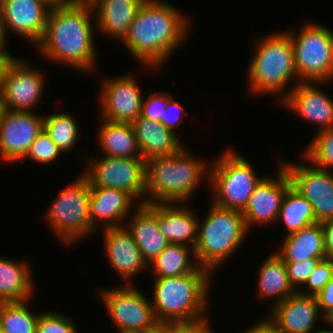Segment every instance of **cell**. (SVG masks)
Returning a JSON list of instances; mask_svg holds the SVG:
<instances>
[{
	"mask_svg": "<svg viewBox=\"0 0 333 333\" xmlns=\"http://www.w3.org/2000/svg\"><path fill=\"white\" fill-rule=\"evenodd\" d=\"M120 333H139V332H126V331H120Z\"/></svg>",
	"mask_w": 333,
	"mask_h": 333,
	"instance_id": "51",
	"label": "cell"
},
{
	"mask_svg": "<svg viewBox=\"0 0 333 333\" xmlns=\"http://www.w3.org/2000/svg\"><path fill=\"white\" fill-rule=\"evenodd\" d=\"M222 157L210 165L209 184L212 187L214 204L231 210L243 211L248 198L263 178L257 177L246 158L224 151Z\"/></svg>",
	"mask_w": 333,
	"mask_h": 333,
	"instance_id": "7",
	"label": "cell"
},
{
	"mask_svg": "<svg viewBox=\"0 0 333 333\" xmlns=\"http://www.w3.org/2000/svg\"><path fill=\"white\" fill-rule=\"evenodd\" d=\"M320 313L315 296L303 295L297 291L271 307L268 320L279 333H313L320 316L322 321L328 322Z\"/></svg>",
	"mask_w": 333,
	"mask_h": 333,
	"instance_id": "18",
	"label": "cell"
},
{
	"mask_svg": "<svg viewBox=\"0 0 333 333\" xmlns=\"http://www.w3.org/2000/svg\"><path fill=\"white\" fill-rule=\"evenodd\" d=\"M292 39L296 73L300 82H331L333 79V31L306 23Z\"/></svg>",
	"mask_w": 333,
	"mask_h": 333,
	"instance_id": "9",
	"label": "cell"
},
{
	"mask_svg": "<svg viewBox=\"0 0 333 333\" xmlns=\"http://www.w3.org/2000/svg\"><path fill=\"white\" fill-rule=\"evenodd\" d=\"M53 0H0V15L7 30L37 46L44 35Z\"/></svg>",
	"mask_w": 333,
	"mask_h": 333,
	"instance_id": "15",
	"label": "cell"
},
{
	"mask_svg": "<svg viewBox=\"0 0 333 333\" xmlns=\"http://www.w3.org/2000/svg\"><path fill=\"white\" fill-rule=\"evenodd\" d=\"M6 34L4 32V28H3V23H2V18L0 15V53H7L5 50V44H6Z\"/></svg>",
	"mask_w": 333,
	"mask_h": 333,
	"instance_id": "46",
	"label": "cell"
},
{
	"mask_svg": "<svg viewBox=\"0 0 333 333\" xmlns=\"http://www.w3.org/2000/svg\"><path fill=\"white\" fill-rule=\"evenodd\" d=\"M277 166L279 167L277 178L263 177L242 211L249 231L255 225L274 223L273 221L278 218L286 191L292 182L284 166L280 163Z\"/></svg>",
	"mask_w": 333,
	"mask_h": 333,
	"instance_id": "16",
	"label": "cell"
},
{
	"mask_svg": "<svg viewBox=\"0 0 333 333\" xmlns=\"http://www.w3.org/2000/svg\"><path fill=\"white\" fill-rule=\"evenodd\" d=\"M135 201L136 199L125 190L90 187L89 212L94 231L99 227V222L101 224L104 221V228L122 227L124 224L121 223L131 213Z\"/></svg>",
	"mask_w": 333,
	"mask_h": 333,
	"instance_id": "21",
	"label": "cell"
},
{
	"mask_svg": "<svg viewBox=\"0 0 333 333\" xmlns=\"http://www.w3.org/2000/svg\"><path fill=\"white\" fill-rule=\"evenodd\" d=\"M104 248L112 268L121 278L132 280L141 270H145L147 263L126 226L104 228Z\"/></svg>",
	"mask_w": 333,
	"mask_h": 333,
	"instance_id": "20",
	"label": "cell"
},
{
	"mask_svg": "<svg viewBox=\"0 0 333 333\" xmlns=\"http://www.w3.org/2000/svg\"><path fill=\"white\" fill-rule=\"evenodd\" d=\"M252 58L247 74L249 75V89L255 93V96L256 93L275 95L282 92L284 96L281 95L280 99L283 100L287 96L284 88L291 82V79L295 81V84L300 82L296 73L289 31L277 32L259 39Z\"/></svg>",
	"mask_w": 333,
	"mask_h": 333,
	"instance_id": "5",
	"label": "cell"
},
{
	"mask_svg": "<svg viewBox=\"0 0 333 333\" xmlns=\"http://www.w3.org/2000/svg\"><path fill=\"white\" fill-rule=\"evenodd\" d=\"M319 84L325 82H299L293 85L281 101L283 106L292 109L308 122L318 124V132L333 128V100L318 88Z\"/></svg>",
	"mask_w": 333,
	"mask_h": 333,
	"instance_id": "19",
	"label": "cell"
},
{
	"mask_svg": "<svg viewBox=\"0 0 333 333\" xmlns=\"http://www.w3.org/2000/svg\"><path fill=\"white\" fill-rule=\"evenodd\" d=\"M44 130V116L33 112L3 108L0 115V156L6 162L25 159L27 152Z\"/></svg>",
	"mask_w": 333,
	"mask_h": 333,
	"instance_id": "12",
	"label": "cell"
},
{
	"mask_svg": "<svg viewBox=\"0 0 333 333\" xmlns=\"http://www.w3.org/2000/svg\"><path fill=\"white\" fill-rule=\"evenodd\" d=\"M93 8L96 28L122 40L145 0H88Z\"/></svg>",
	"mask_w": 333,
	"mask_h": 333,
	"instance_id": "24",
	"label": "cell"
},
{
	"mask_svg": "<svg viewBox=\"0 0 333 333\" xmlns=\"http://www.w3.org/2000/svg\"><path fill=\"white\" fill-rule=\"evenodd\" d=\"M128 221V231L132 234L142 258L150 265L152 261L170 244L157 225V203L140 202Z\"/></svg>",
	"mask_w": 333,
	"mask_h": 333,
	"instance_id": "22",
	"label": "cell"
},
{
	"mask_svg": "<svg viewBox=\"0 0 333 333\" xmlns=\"http://www.w3.org/2000/svg\"><path fill=\"white\" fill-rule=\"evenodd\" d=\"M172 98L173 97L170 95V92L165 93L162 91H156L153 94H149L148 98H143L140 116L154 122H160L163 112H165L166 107Z\"/></svg>",
	"mask_w": 333,
	"mask_h": 333,
	"instance_id": "39",
	"label": "cell"
},
{
	"mask_svg": "<svg viewBox=\"0 0 333 333\" xmlns=\"http://www.w3.org/2000/svg\"><path fill=\"white\" fill-rule=\"evenodd\" d=\"M324 235L326 259L333 260V218L321 222Z\"/></svg>",
	"mask_w": 333,
	"mask_h": 333,
	"instance_id": "43",
	"label": "cell"
},
{
	"mask_svg": "<svg viewBox=\"0 0 333 333\" xmlns=\"http://www.w3.org/2000/svg\"><path fill=\"white\" fill-rule=\"evenodd\" d=\"M315 297L321 314L330 322L333 319V278Z\"/></svg>",
	"mask_w": 333,
	"mask_h": 333,
	"instance_id": "42",
	"label": "cell"
},
{
	"mask_svg": "<svg viewBox=\"0 0 333 333\" xmlns=\"http://www.w3.org/2000/svg\"><path fill=\"white\" fill-rule=\"evenodd\" d=\"M307 147L304 154L306 161L308 159L321 169L330 171L333 168V128L318 132Z\"/></svg>",
	"mask_w": 333,
	"mask_h": 333,
	"instance_id": "34",
	"label": "cell"
},
{
	"mask_svg": "<svg viewBox=\"0 0 333 333\" xmlns=\"http://www.w3.org/2000/svg\"><path fill=\"white\" fill-rule=\"evenodd\" d=\"M55 3L56 2H65V1H68V0H53Z\"/></svg>",
	"mask_w": 333,
	"mask_h": 333,
	"instance_id": "49",
	"label": "cell"
},
{
	"mask_svg": "<svg viewBox=\"0 0 333 333\" xmlns=\"http://www.w3.org/2000/svg\"><path fill=\"white\" fill-rule=\"evenodd\" d=\"M3 107H2V104L0 102V115H1V111H2Z\"/></svg>",
	"mask_w": 333,
	"mask_h": 333,
	"instance_id": "52",
	"label": "cell"
},
{
	"mask_svg": "<svg viewBox=\"0 0 333 333\" xmlns=\"http://www.w3.org/2000/svg\"><path fill=\"white\" fill-rule=\"evenodd\" d=\"M211 275L210 271L199 266L186 275L156 278L151 305L157 321L208 320L205 312Z\"/></svg>",
	"mask_w": 333,
	"mask_h": 333,
	"instance_id": "4",
	"label": "cell"
},
{
	"mask_svg": "<svg viewBox=\"0 0 333 333\" xmlns=\"http://www.w3.org/2000/svg\"><path fill=\"white\" fill-rule=\"evenodd\" d=\"M179 203H157V225L169 243L195 247L198 219ZM190 244V245H189Z\"/></svg>",
	"mask_w": 333,
	"mask_h": 333,
	"instance_id": "25",
	"label": "cell"
},
{
	"mask_svg": "<svg viewBox=\"0 0 333 333\" xmlns=\"http://www.w3.org/2000/svg\"><path fill=\"white\" fill-rule=\"evenodd\" d=\"M313 333H333V330L322 329V330L314 331Z\"/></svg>",
	"mask_w": 333,
	"mask_h": 333,
	"instance_id": "48",
	"label": "cell"
},
{
	"mask_svg": "<svg viewBox=\"0 0 333 333\" xmlns=\"http://www.w3.org/2000/svg\"><path fill=\"white\" fill-rule=\"evenodd\" d=\"M282 242L280 250L275 253L284 262L326 258L323 228L319 222L284 237Z\"/></svg>",
	"mask_w": 333,
	"mask_h": 333,
	"instance_id": "26",
	"label": "cell"
},
{
	"mask_svg": "<svg viewBox=\"0 0 333 333\" xmlns=\"http://www.w3.org/2000/svg\"><path fill=\"white\" fill-rule=\"evenodd\" d=\"M44 117V130L64 153L72 151L79 137L78 123L69 113H56Z\"/></svg>",
	"mask_w": 333,
	"mask_h": 333,
	"instance_id": "33",
	"label": "cell"
},
{
	"mask_svg": "<svg viewBox=\"0 0 333 333\" xmlns=\"http://www.w3.org/2000/svg\"><path fill=\"white\" fill-rule=\"evenodd\" d=\"M243 333H279L275 326L267 319L261 320L253 327L247 329Z\"/></svg>",
	"mask_w": 333,
	"mask_h": 333,
	"instance_id": "44",
	"label": "cell"
},
{
	"mask_svg": "<svg viewBox=\"0 0 333 333\" xmlns=\"http://www.w3.org/2000/svg\"><path fill=\"white\" fill-rule=\"evenodd\" d=\"M15 56L10 53H0V96L2 93L5 73Z\"/></svg>",
	"mask_w": 333,
	"mask_h": 333,
	"instance_id": "45",
	"label": "cell"
},
{
	"mask_svg": "<svg viewBox=\"0 0 333 333\" xmlns=\"http://www.w3.org/2000/svg\"><path fill=\"white\" fill-rule=\"evenodd\" d=\"M0 333H3V331H2V327H1V324H0Z\"/></svg>",
	"mask_w": 333,
	"mask_h": 333,
	"instance_id": "53",
	"label": "cell"
},
{
	"mask_svg": "<svg viewBox=\"0 0 333 333\" xmlns=\"http://www.w3.org/2000/svg\"><path fill=\"white\" fill-rule=\"evenodd\" d=\"M142 158L147 161L155 157L171 156L179 152L184 144L178 133L144 117L132 123Z\"/></svg>",
	"mask_w": 333,
	"mask_h": 333,
	"instance_id": "23",
	"label": "cell"
},
{
	"mask_svg": "<svg viewBox=\"0 0 333 333\" xmlns=\"http://www.w3.org/2000/svg\"><path fill=\"white\" fill-rule=\"evenodd\" d=\"M208 320L164 323V333H206L210 326Z\"/></svg>",
	"mask_w": 333,
	"mask_h": 333,
	"instance_id": "40",
	"label": "cell"
},
{
	"mask_svg": "<svg viewBox=\"0 0 333 333\" xmlns=\"http://www.w3.org/2000/svg\"><path fill=\"white\" fill-rule=\"evenodd\" d=\"M73 321L64 314L59 313H40L36 333H78Z\"/></svg>",
	"mask_w": 333,
	"mask_h": 333,
	"instance_id": "36",
	"label": "cell"
},
{
	"mask_svg": "<svg viewBox=\"0 0 333 333\" xmlns=\"http://www.w3.org/2000/svg\"><path fill=\"white\" fill-rule=\"evenodd\" d=\"M286 226L287 236L317 223L312 204L292 185L287 189L277 220Z\"/></svg>",
	"mask_w": 333,
	"mask_h": 333,
	"instance_id": "30",
	"label": "cell"
},
{
	"mask_svg": "<svg viewBox=\"0 0 333 333\" xmlns=\"http://www.w3.org/2000/svg\"><path fill=\"white\" fill-rule=\"evenodd\" d=\"M184 114L185 111L183 110L181 103L176 102L175 99L172 98L169 101L165 112H163V116L161 117L159 123L176 133L175 130L178 127V124L183 121L185 116Z\"/></svg>",
	"mask_w": 333,
	"mask_h": 333,
	"instance_id": "41",
	"label": "cell"
},
{
	"mask_svg": "<svg viewBox=\"0 0 333 333\" xmlns=\"http://www.w3.org/2000/svg\"><path fill=\"white\" fill-rule=\"evenodd\" d=\"M86 161L87 167L82 174L89 180L90 187L125 190L141 204L145 203L146 161L143 158L104 156Z\"/></svg>",
	"mask_w": 333,
	"mask_h": 333,
	"instance_id": "10",
	"label": "cell"
},
{
	"mask_svg": "<svg viewBox=\"0 0 333 333\" xmlns=\"http://www.w3.org/2000/svg\"><path fill=\"white\" fill-rule=\"evenodd\" d=\"M97 139L106 156L142 158L131 123H117L103 119Z\"/></svg>",
	"mask_w": 333,
	"mask_h": 333,
	"instance_id": "28",
	"label": "cell"
},
{
	"mask_svg": "<svg viewBox=\"0 0 333 333\" xmlns=\"http://www.w3.org/2000/svg\"><path fill=\"white\" fill-rule=\"evenodd\" d=\"M143 333H164V323H159L154 329L145 331Z\"/></svg>",
	"mask_w": 333,
	"mask_h": 333,
	"instance_id": "47",
	"label": "cell"
},
{
	"mask_svg": "<svg viewBox=\"0 0 333 333\" xmlns=\"http://www.w3.org/2000/svg\"><path fill=\"white\" fill-rule=\"evenodd\" d=\"M90 182L82 174L61 190L46 214L47 223L67 246L95 229L90 221Z\"/></svg>",
	"mask_w": 333,
	"mask_h": 333,
	"instance_id": "8",
	"label": "cell"
},
{
	"mask_svg": "<svg viewBox=\"0 0 333 333\" xmlns=\"http://www.w3.org/2000/svg\"><path fill=\"white\" fill-rule=\"evenodd\" d=\"M279 162L286 169L292 186L312 204L317 222L333 218V172L302 163Z\"/></svg>",
	"mask_w": 333,
	"mask_h": 333,
	"instance_id": "13",
	"label": "cell"
},
{
	"mask_svg": "<svg viewBox=\"0 0 333 333\" xmlns=\"http://www.w3.org/2000/svg\"><path fill=\"white\" fill-rule=\"evenodd\" d=\"M101 83L102 119L132 124L140 117L143 94L136 79L126 75L116 79H104Z\"/></svg>",
	"mask_w": 333,
	"mask_h": 333,
	"instance_id": "17",
	"label": "cell"
},
{
	"mask_svg": "<svg viewBox=\"0 0 333 333\" xmlns=\"http://www.w3.org/2000/svg\"><path fill=\"white\" fill-rule=\"evenodd\" d=\"M190 252L194 255L193 247L170 243L150 263L152 264L150 265L152 266V270L154 269L155 278L181 276L194 272L199 265L196 261L193 263L192 259H189Z\"/></svg>",
	"mask_w": 333,
	"mask_h": 333,
	"instance_id": "31",
	"label": "cell"
},
{
	"mask_svg": "<svg viewBox=\"0 0 333 333\" xmlns=\"http://www.w3.org/2000/svg\"><path fill=\"white\" fill-rule=\"evenodd\" d=\"M27 301L0 302V324L3 333H36L39 314L30 312Z\"/></svg>",
	"mask_w": 333,
	"mask_h": 333,
	"instance_id": "32",
	"label": "cell"
},
{
	"mask_svg": "<svg viewBox=\"0 0 333 333\" xmlns=\"http://www.w3.org/2000/svg\"><path fill=\"white\" fill-rule=\"evenodd\" d=\"M187 20L167 1L145 0L121 41L138 62L157 69L185 41Z\"/></svg>",
	"mask_w": 333,
	"mask_h": 333,
	"instance_id": "2",
	"label": "cell"
},
{
	"mask_svg": "<svg viewBox=\"0 0 333 333\" xmlns=\"http://www.w3.org/2000/svg\"><path fill=\"white\" fill-rule=\"evenodd\" d=\"M332 278L333 260H321L305 283L306 287L310 290L307 289L306 291H301L300 289L298 292L303 295L316 296Z\"/></svg>",
	"mask_w": 333,
	"mask_h": 333,
	"instance_id": "38",
	"label": "cell"
},
{
	"mask_svg": "<svg viewBox=\"0 0 333 333\" xmlns=\"http://www.w3.org/2000/svg\"><path fill=\"white\" fill-rule=\"evenodd\" d=\"M61 152L45 130H42L32 142L25 158L29 157L33 161L46 164L55 161Z\"/></svg>",
	"mask_w": 333,
	"mask_h": 333,
	"instance_id": "35",
	"label": "cell"
},
{
	"mask_svg": "<svg viewBox=\"0 0 333 333\" xmlns=\"http://www.w3.org/2000/svg\"><path fill=\"white\" fill-rule=\"evenodd\" d=\"M263 261L258 277V293L264 298H278L272 307L285 300L296 291L290 285L285 262L273 252Z\"/></svg>",
	"mask_w": 333,
	"mask_h": 333,
	"instance_id": "29",
	"label": "cell"
},
{
	"mask_svg": "<svg viewBox=\"0 0 333 333\" xmlns=\"http://www.w3.org/2000/svg\"><path fill=\"white\" fill-rule=\"evenodd\" d=\"M30 270L26 262L0 258V302H23L31 299L35 287Z\"/></svg>",
	"mask_w": 333,
	"mask_h": 333,
	"instance_id": "27",
	"label": "cell"
},
{
	"mask_svg": "<svg viewBox=\"0 0 333 333\" xmlns=\"http://www.w3.org/2000/svg\"><path fill=\"white\" fill-rule=\"evenodd\" d=\"M327 324L330 325V326L331 325L333 326V319L330 322L328 321Z\"/></svg>",
	"mask_w": 333,
	"mask_h": 333,
	"instance_id": "50",
	"label": "cell"
},
{
	"mask_svg": "<svg viewBox=\"0 0 333 333\" xmlns=\"http://www.w3.org/2000/svg\"><path fill=\"white\" fill-rule=\"evenodd\" d=\"M324 259L326 258H309L299 262H285L290 285L296 292L301 289L300 287H305V283L307 282L312 272L315 270V267L321 260Z\"/></svg>",
	"mask_w": 333,
	"mask_h": 333,
	"instance_id": "37",
	"label": "cell"
},
{
	"mask_svg": "<svg viewBox=\"0 0 333 333\" xmlns=\"http://www.w3.org/2000/svg\"><path fill=\"white\" fill-rule=\"evenodd\" d=\"M100 293L106 310L119 332L143 333L159 324L150 301L132 284L128 285L127 282L120 287L101 290Z\"/></svg>",
	"mask_w": 333,
	"mask_h": 333,
	"instance_id": "11",
	"label": "cell"
},
{
	"mask_svg": "<svg viewBox=\"0 0 333 333\" xmlns=\"http://www.w3.org/2000/svg\"><path fill=\"white\" fill-rule=\"evenodd\" d=\"M94 14L88 0L54 3L44 35L37 44L40 53L51 61L86 72L93 70L97 62L92 32L95 25L91 24Z\"/></svg>",
	"mask_w": 333,
	"mask_h": 333,
	"instance_id": "1",
	"label": "cell"
},
{
	"mask_svg": "<svg viewBox=\"0 0 333 333\" xmlns=\"http://www.w3.org/2000/svg\"><path fill=\"white\" fill-rule=\"evenodd\" d=\"M211 205L204 222L198 220L194 257L213 273L242 245L249 230L241 211Z\"/></svg>",
	"mask_w": 333,
	"mask_h": 333,
	"instance_id": "6",
	"label": "cell"
},
{
	"mask_svg": "<svg viewBox=\"0 0 333 333\" xmlns=\"http://www.w3.org/2000/svg\"><path fill=\"white\" fill-rule=\"evenodd\" d=\"M197 158L184 145L176 154L147 160L145 203L185 204L192 198L200 180L210 176V166Z\"/></svg>",
	"mask_w": 333,
	"mask_h": 333,
	"instance_id": "3",
	"label": "cell"
},
{
	"mask_svg": "<svg viewBox=\"0 0 333 333\" xmlns=\"http://www.w3.org/2000/svg\"><path fill=\"white\" fill-rule=\"evenodd\" d=\"M43 73L31 69L23 59L14 58L4 77L0 102L3 108L31 112L43 95Z\"/></svg>",
	"mask_w": 333,
	"mask_h": 333,
	"instance_id": "14",
	"label": "cell"
},
{
	"mask_svg": "<svg viewBox=\"0 0 333 333\" xmlns=\"http://www.w3.org/2000/svg\"><path fill=\"white\" fill-rule=\"evenodd\" d=\"M206 333H212L211 328Z\"/></svg>",
	"mask_w": 333,
	"mask_h": 333,
	"instance_id": "54",
	"label": "cell"
}]
</instances>
